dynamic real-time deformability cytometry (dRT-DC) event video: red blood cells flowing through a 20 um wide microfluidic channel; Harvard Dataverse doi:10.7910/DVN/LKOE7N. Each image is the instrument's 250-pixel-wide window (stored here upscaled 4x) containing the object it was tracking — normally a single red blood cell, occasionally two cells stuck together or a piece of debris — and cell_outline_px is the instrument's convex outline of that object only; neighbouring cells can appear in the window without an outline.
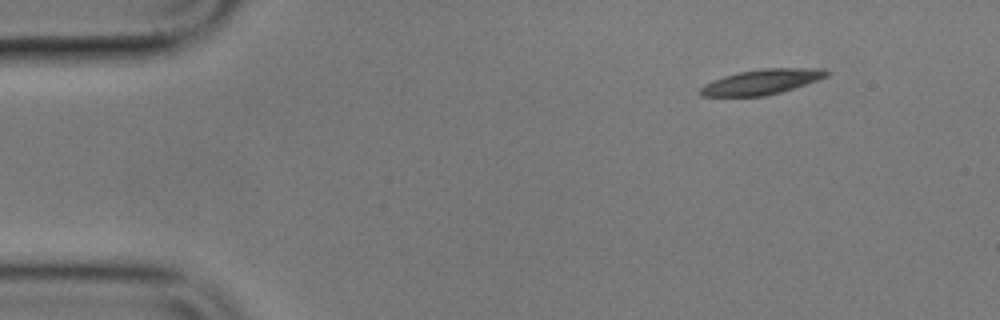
{"species": "common noctule bat (a hibernating species)", "species_latin": "Nyctalus noctula", "temperature_condition": "cold", "stored_images_in_passage": 3, "camera_frame_rate_fps": 3000, "um_per_image_px": 0.085, "animal": {"sex": "male", "body_mass_g": 17.9}, "frame": {"image": 1, "passage_image": 1, "time_ms": 0.0, "image_size_px": [1000, 320], "cell_outline_px": [[832, 72], [828, 76], [780, 92], [764, 96], [700, 96], [700, 88], [704, 84], [712, 80], [724, 76], [740, 72], [764, 68], [824, 68]], "centroid_in_image_um": [64.75, 6.95], "position_along_channel_um": 20.2, "area_um2": 18.32}}
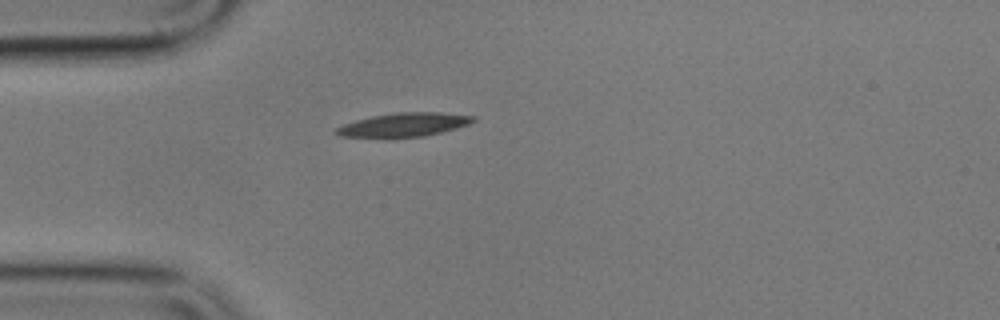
{"frame": {"image": 2, "passage_image": 3, "time_ms": 3.0, "image_size_px": [1000, 320], "cell_outline_px": [[476, 120], [468, 124], [456, 128], [424, 136], [340, 136], [332, 132], [336, 128], [344, 124], [356, 120], [372, 116], [396, 112], [440, 112], [476, 116]], "centroid_in_image_um": [34.36, 10.57], "position_along_channel_um": 50.6, "area_um2": 18.5}}